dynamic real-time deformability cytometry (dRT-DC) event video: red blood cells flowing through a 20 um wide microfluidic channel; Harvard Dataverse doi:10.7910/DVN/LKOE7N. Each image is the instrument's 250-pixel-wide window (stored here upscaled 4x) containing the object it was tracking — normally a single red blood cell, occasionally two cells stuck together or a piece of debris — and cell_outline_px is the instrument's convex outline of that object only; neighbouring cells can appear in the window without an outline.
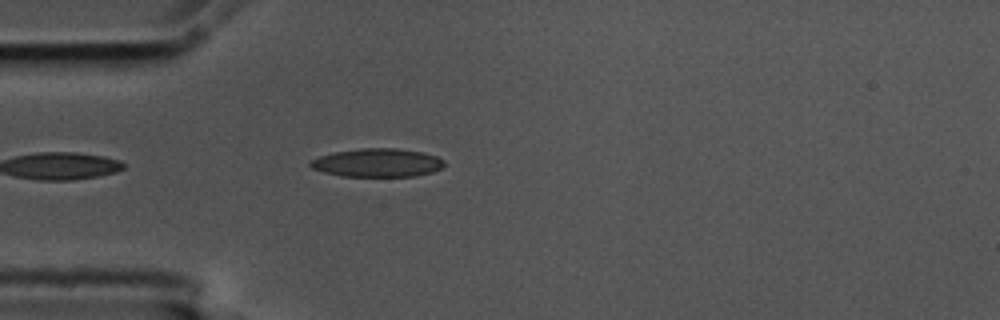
{"species": "common noctule bat (a hibernating species)", "species_latin": "Nyctalus noctula", "temperature_condition": "cold", "stored_images_in_passage": 3, "camera_frame_rate_fps": 3000, "um_per_image_px": 0.085, "animal": {"sex": "male", "body_mass_g": 17.5, "forearm_length_mm": 52.3}, "frame": {"image": 1, "passage_image": 3, "time_ms": 0.667, "image_size_px": [1000, 320], "cell_outline_px": [[444, 164], [440, 168], [432, 172], [416, 176], [344, 176], [324, 172], [312, 168], [308, 164], [312, 160], [320, 156], [336, 152], [360, 148], [396, 148], [424, 152], [436, 156], [444, 160]], "centroid_in_image_um": [32.1, 13.83], "position_along_channel_um": 52.9, "area_um2": 22.02}}